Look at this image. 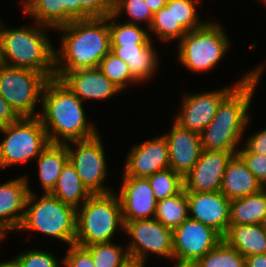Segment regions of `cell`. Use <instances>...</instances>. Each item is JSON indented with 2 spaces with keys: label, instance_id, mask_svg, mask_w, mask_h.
Returning <instances> with one entry per match:
<instances>
[{
  "label": "cell",
  "instance_id": "6da1fadb",
  "mask_svg": "<svg viewBox=\"0 0 266 267\" xmlns=\"http://www.w3.org/2000/svg\"><path fill=\"white\" fill-rule=\"evenodd\" d=\"M263 68L260 65L247 72L221 100L215 117L200 133L202 149L237 154L243 132L250 123L249 108Z\"/></svg>",
  "mask_w": 266,
  "mask_h": 267
},
{
  "label": "cell",
  "instance_id": "7a4b0ae2",
  "mask_svg": "<svg viewBox=\"0 0 266 267\" xmlns=\"http://www.w3.org/2000/svg\"><path fill=\"white\" fill-rule=\"evenodd\" d=\"M83 102L58 78L49 79L42 93L38 117L50 143L66 144L92 138L98 130L88 124Z\"/></svg>",
  "mask_w": 266,
  "mask_h": 267
},
{
  "label": "cell",
  "instance_id": "3957f363",
  "mask_svg": "<svg viewBox=\"0 0 266 267\" xmlns=\"http://www.w3.org/2000/svg\"><path fill=\"white\" fill-rule=\"evenodd\" d=\"M56 29L63 35L61 48L55 51V78L72 70L97 68L110 52L108 15L74 20Z\"/></svg>",
  "mask_w": 266,
  "mask_h": 267
},
{
  "label": "cell",
  "instance_id": "277c9868",
  "mask_svg": "<svg viewBox=\"0 0 266 267\" xmlns=\"http://www.w3.org/2000/svg\"><path fill=\"white\" fill-rule=\"evenodd\" d=\"M26 28H6L0 19L1 57L4 65L32 69L55 78V48L48 40L46 28L34 23ZM4 26V27H3ZM45 28V29H44ZM43 29V30H42Z\"/></svg>",
  "mask_w": 266,
  "mask_h": 267
},
{
  "label": "cell",
  "instance_id": "5b68a950",
  "mask_svg": "<svg viewBox=\"0 0 266 267\" xmlns=\"http://www.w3.org/2000/svg\"><path fill=\"white\" fill-rule=\"evenodd\" d=\"M28 191L24 217L18 230H33L67 245L74 244L77 209L50 193H43L39 199L30 187Z\"/></svg>",
  "mask_w": 266,
  "mask_h": 267
},
{
  "label": "cell",
  "instance_id": "8992f818",
  "mask_svg": "<svg viewBox=\"0 0 266 267\" xmlns=\"http://www.w3.org/2000/svg\"><path fill=\"white\" fill-rule=\"evenodd\" d=\"M80 207L77 208L74 244L85 247L111 242L118 226L124 231L122 208L117 194H92Z\"/></svg>",
  "mask_w": 266,
  "mask_h": 267
},
{
  "label": "cell",
  "instance_id": "52a82bcc",
  "mask_svg": "<svg viewBox=\"0 0 266 267\" xmlns=\"http://www.w3.org/2000/svg\"><path fill=\"white\" fill-rule=\"evenodd\" d=\"M230 39L221 24L207 21L201 28L187 32L178 42V60L192 72L215 68L229 50Z\"/></svg>",
  "mask_w": 266,
  "mask_h": 267
},
{
  "label": "cell",
  "instance_id": "ba28073f",
  "mask_svg": "<svg viewBox=\"0 0 266 267\" xmlns=\"http://www.w3.org/2000/svg\"><path fill=\"white\" fill-rule=\"evenodd\" d=\"M0 131L5 136L0 142V170L37 158L50 144L38 116L19 117Z\"/></svg>",
  "mask_w": 266,
  "mask_h": 267
},
{
  "label": "cell",
  "instance_id": "9c48e42d",
  "mask_svg": "<svg viewBox=\"0 0 266 267\" xmlns=\"http://www.w3.org/2000/svg\"><path fill=\"white\" fill-rule=\"evenodd\" d=\"M49 79L32 69L2 64L0 95L19 117H36V103L42 101L43 89Z\"/></svg>",
  "mask_w": 266,
  "mask_h": 267
},
{
  "label": "cell",
  "instance_id": "30bf717a",
  "mask_svg": "<svg viewBox=\"0 0 266 267\" xmlns=\"http://www.w3.org/2000/svg\"><path fill=\"white\" fill-rule=\"evenodd\" d=\"M124 233L132 241L127 246L131 260L145 263L147 253L173 259V231L161 222L152 219H137L124 222Z\"/></svg>",
  "mask_w": 266,
  "mask_h": 267
},
{
  "label": "cell",
  "instance_id": "8fae6325",
  "mask_svg": "<svg viewBox=\"0 0 266 267\" xmlns=\"http://www.w3.org/2000/svg\"><path fill=\"white\" fill-rule=\"evenodd\" d=\"M76 145V150L70 146ZM68 160L76 169L77 174L84 185L92 194H105L112 192L107 186L104 187V179L107 176L105 151L100 134L79 141L66 143Z\"/></svg>",
  "mask_w": 266,
  "mask_h": 267
},
{
  "label": "cell",
  "instance_id": "7c38bea8",
  "mask_svg": "<svg viewBox=\"0 0 266 267\" xmlns=\"http://www.w3.org/2000/svg\"><path fill=\"white\" fill-rule=\"evenodd\" d=\"M172 231L175 261L197 262L223 240L214 228L190 217Z\"/></svg>",
  "mask_w": 266,
  "mask_h": 267
},
{
  "label": "cell",
  "instance_id": "4fadbf2b",
  "mask_svg": "<svg viewBox=\"0 0 266 267\" xmlns=\"http://www.w3.org/2000/svg\"><path fill=\"white\" fill-rule=\"evenodd\" d=\"M215 91L185 94L180 113L174 122L184 129L200 134L215 117L221 100L236 86Z\"/></svg>",
  "mask_w": 266,
  "mask_h": 267
},
{
  "label": "cell",
  "instance_id": "5bb4252c",
  "mask_svg": "<svg viewBox=\"0 0 266 267\" xmlns=\"http://www.w3.org/2000/svg\"><path fill=\"white\" fill-rule=\"evenodd\" d=\"M232 156L230 152L203 149L197 163L183 178L184 190L186 192L220 191L226 166Z\"/></svg>",
  "mask_w": 266,
  "mask_h": 267
},
{
  "label": "cell",
  "instance_id": "9a60e30c",
  "mask_svg": "<svg viewBox=\"0 0 266 267\" xmlns=\"http://www.w3.org/2000/svg\"><path fill=\"white\" fill-rule=\"evenodd\" d=\"M127 176L147 178L170 168L168 143L164 135L134 145L125 159Z\"/></svg>",
  "mask_w": 266,
  "mask_h": 267
},
{
  "label": "cell",
  "instance_id": "2e32d148",
  "mask_svg": "<svg viewBox=\"0 0 266 267\" xmlns=\"http://www.w3.org/2000/svg\"><path fill=\"white\" fill-rule=\"evenodd\" d=\"M123 180L118 195L121 203L123 221L152 219L155 216L157 200L148 178L127 176Z\"/></svg>",
  "mask_w": 266,
  "mask_h": 267
},
{
  "label": "cell",
  "instance_id": "e0dca14e",
  "mask_svg": "<svg viewBox=\"0 0 266 267\" xmlns=\"http://www.w3.org/2000/svg\"><path fill=\"white\" fill-rule=\"evenodd\" d=\"M189 217L208 225L222 236L230 224V200L221 192H186Z\"/></svg>",
  "mask_w": 266,
  "mask_h": 267
},
{
  "label": "cell",
  "instance_id": "ac0fdd59",
  "mask_svg": "<svg viewBox=\"0 0 266 267\" xmlns=\"http://www.w3.org/2000/svg\"><path fill=\"white\" fill-rule=\"evenodd\" d=\"M164 137L168 143L170 168L185 178L197 163L203 150L200 134L173 122L170 132L164 134Z\"/></svg>",
  "mask_w": 266,
  "mask_h": 267
},
{
  "label": "cell",
  "instance_id": "d6986e66",
  "mask_svg": "<svg viewBox=\"0 0 266 267\" xmlns=\"http://www.w3.org/2000/svg\"><path fill=\"white\" fill-rule=\"evenodd\" d=\"M27 176L6 181L0 185V238L4 240L8 230H18L29 194Z\"/></svg>",
  "mask_w": 266,
  "mask_h": 267
},
{
  "label": "cell",
  "instance_id": "ffe728a7",
  "mask_svg": "<svg viewBox=\"0 0 266 267\" xmlns=\"http://www.w3.org/2000/svg\"><path fill=\"white\" fill-rule=\"evenodd\" d=\"M60 79L82 102L109 99L121 92L98 67L72 70Z\"/></svg>",
  "mask_w": 266,
  "mask_h": 267
},
{
  "label": "cell",
  "instance_id": "44dd1931",
  "mask_svg": "<svg viewBox=\"0 0 266 267\" xmlns=\"http://www.w3.org/2000/svg\"><path fill=\"white\" fill-rule=\"evenodd\" d=\"M264 187L238 155H233L223 175L220 191L231 201L260 192Z\"/></svg>",
  "mask_w": 266,
  "mask_h": 267
},
{
  "label": "cell",
  "instance_id": "7402d4cb",
  "mask_svg": "<svg viewBox=\"0 0 266 267\" xmlns=\"http://www.w3.org/2000/svg\"><path fill=\"white\" fill-rule=\"evenodd\" d=\"M110 51L128 64L132 76L140 83L150 79L158 67V55L152 41L148 45H110Z\"/></svg>",
  "mask_w": 266,
  "mask_h": 267
},
{
  "label": "cell",
  "instance_id": "603a6c76",
  "mask_svg": "<svg viewBox=\"0 0 266 267\" xmlns=\"http://www.w3.org/2000/svg\"><path fill=\"white\" fill-rule=\"evenodd\" d=\"M223 239L244 257L266 253L263 224H229Z\"/></svg>",
  "mask_w": 266,
  "mask_h": 267
},
{
  "label": "cell",
  "instance_id": "cb8c5ba5",
  "mask_svg": "<svg viewBox=\"0 0 266 267\" xmlns=\"http://www.w3.org/2000/svg\"><path fill=\"white\" fill-rule=\"evenodd\" d=\"M36 159L41 186L44 193H50L56 185L63 166L68 161L67 146L50 143Z\"/></svg>",
  "mask_w": 266,
  "mask_h": 267
},
{
  "label": "cell",
  "instance_id": "d4e9b609",
  "mask_svg": "<svg viewBox=\"0 0 266 267\" xmlns=\"http://www.w3.org/2000/svg\"><path fill=\"white\" fill-rule=\"evenodd\" d=\"M50 194L76 209L92 195L69 160L63 166Z\"/></svg>",
  "mask_w": 266,
  "mask_h": 267
},
{
  "label": "cell",
  "instance_id": "484cf974",
  "mask_svg": "<svg viewBox=\"0 0 266 267\" xmlns=\"http://www.w3.org/2000/svg\"><path fill=\"white\" fill-rule=\"evenodd\" d=\"M230 224H263L266 220V188L230 201Z\"/></svg>",
  "mask_w": 266,
  "mask_h": 267
},
{
  "label": "cell",
  "instance_id": "4316f807",
  "mask_svg": "<svg viewBox=\"0 0 266 267\" xmlns=\"http://www.w3.org/2000/svg\"><path fill=\"white\" fill-rule=\"evenodd\" d=\"M189 217L188 198L184 188L176 195L157 201L154 218L172 230Z\"/></svg>",
  "mask_w": 266,
  "mask_h": 267
},
{
  "label": "cell",
  "instance_id": "83f0119b",
  "mask_svg": "<svg viewBox=\"0 0 266 267\" xmlns=\"http://www.w3.org/2000/svg\"><path fill=\"white\" fill-rule=\"evenodd\" d=\"M148 30L164 42L175 41V39L179 42L183 38L187 31L175 21L174 0H168L166 6L153 15V21Z\"/></svg>",
  "mask_w": 266,
  "mask_h": 267
},
{
  "label": "cell",
  "instance_id": "f1b7e54d",
  "mask_svg": "<svg viewBox=\"0 0 266 267\" xmlns=\"http://www.w3.org/2000/svg\"><path fill=\"white\" fill-rule=\"evenodd\" d=\"M114 19L118 18L113 13L108 15L110 45H148L152 41L148 34L149 30L146 31L145 28H141L139 23L125 22L120 24Z\"/></svg>",
  "mask_w": 266,
  "mask_h": 267
},
{
  "label": "cell",
  "instance_id": "f546056e",
  "mask_svg": "<svg viewBox=\"0 0 266 267\" xmlns=\"http://www.w3.org/2000/svg\"><path fill=\"white\" fill-rule=\"evenodd\" d=\"M85 248L90 252L95 267H123L131 260L127 249L112 241L91 244Z\"/></svg>",
  "mask_w": 266,
  "mask_h": 267
},
{
  "label": "cell",
  "instance_id": "4dcf8cb0",
  "mask_svg": "<svg viewBox=\"0 0 266 267\" xmlns=\"http://www.w3.org/2000/svg\"><path fill=\"white\" fill-rule=\"evenodd\" d=\"M196 263L199 267H245V257L223 239Z\"/></svg>",
  "mask_w": 266,
  "mask_h": 267
},
{
  "label": "cell",
  "instance_id": "1f68e13d",
  "mask_svg": "<svg viewBox=\"0 0 266 267\" xmlns=\"http://www.w3.org/2000/svg\"><path fill=\"white\" fill-rule=\"evenodd\" d=\"M23 10L38 24L52 29L61 26V0H31Z\"/></svg>",
  "mask_w": 266,
  "mask_h": 267
},
{
  "label": "cell",
  "instance_id": "d6a6232c",
  "mask_svg": "<svg viewBox=\"0 0 266 267\" xmlns=\"http://www.w3.org/2000/svg\"><path fill=\"white\" fill-rule=\"evenodd\" d=\"M157 201L172 197L184 188L183 178L171 168L147 177Z\"/></svg>",
  "mask_w": 266,
  "mask_h": 267
},
{
  "label": "cell",
  "instance_id": "836d02e7",
  "mask_svg": "<svg viewBox=\"0 0 266 267\" xmlns=\"http://www.w3.org/2000/svg\"><path fill=\"white\" fill-rule=\"evenodd\" d=\"M98 68L121 91L130 83H138L132 76L128 64L111 51L101 60Z\"/></svg>",
  "mask_w": 266,
  "mask_h": 267
},
{
  "label": "cell",
  "instance_id": "e575fe53",
  "mask_svg": "<svg viewBox=\"0 0 266 267\" xmlns=\"http://www.w3.org/2000/svg\"><path fill=\"white\" fill-rule=\"evenodd\" d=\"M125 12L128 15V23L137 24L136 22H144L147 29L153 21V14L145 0H116L112 4V13L118 18Z\"/></svg>",
  "mask_w": 266,
  "mask_h": 267
},
{
  "label": "cell",
  "instance_id": "d590c367",
  "mask_svg": "<svg viewBox=\"0 0 266 267\" xmlns=\"http://www.w3.org/2000/svg\"><path fill=\"white\" fill-rule=\"evenodd\" d=\"M201 0H174V15L187 32L201 28L206 22L198 19L196 3Z\"/></svg>",
  "mask_w": 266,
  "mask_h": 267
},
{
  "label": "cell",
  "instance_id": "8d00e7d4",
  "mask_svg": "<svg viewBox=\"0 0 266 267\" xmlns=\"http://www.w3.org/2000/svg\"><path fill=\"white\" fill-rule=\"evenodd\" d=\"M18 267H60L56 256L50 252L31 249L16 256Z\"/></svg>",
  "mask_w": 266,
  "mask_h": 267
},
{
  "label": "cell",
  "instance_id": "74e56055",
  "mask_svg": "<svg viewBox=\"0 0 266 267\" xmlns=\"http://www.w3.org/2000/svg\"><path fill=\"white\" fill-rule=\"evenodd\" d=\"M237 154L246 163L247 168L253 173L264 188H266V156L252 153L246 146L239 148Z\"/></svg>",
  "mask_w": 266,
  "mask_h": 267
},
{
  "label": "cell",
  "instance_id": "f35d334b",
  "mask_svg": "<svg viewBox=\"0 0 266 267\" xmlns=\"http://www.w3.org/2000/svg\"><path fill=\"white\" fill-rule=\"evenodd\" d=\"M81 4V20L105 18L112 13L110 0H77Z\"/></svg>",
  "mask_w": 266,
  "mask_h": 267
},
{
  "label": "cell",
  "instance_id": "ab89813d",
  "mask_svg": "<svg viewBox=\"0 0 266 267\" xmlns=\"http://www.w3.org/2000/svg\"><path fill=\"white\" fill-rule=\"evenodd\" d=\"M63 259L65 267H95L90 252L77 244L69 245Z\"/></svg>",
  "mask_w": 266,
  "mask_h": 267
},
{
  "label": "cell",
  "instance_id": "60d3db41",
  "mask_svg": "<svg viewBox=\"0 0 266 267\" xmlns=\"http://www.w3.org/2000/svg\"><path fill=\"white\" fill-rule=\"evenodd\" d=\"M81 20V4L77 0H61V26Z\"/></svg>",
  "mask_w": 266,
  "mask_h": 267
},
{
  "label": "cell",
  "instance_id": "b9f144b4",
  "mask_svg": "<svg viewBox=\"0 0 266 267\" xmlns=\"http://www.w3.org/2000/svg\"><path fill=\"white\" fill-rule=\"evenodd\" d=\"M245 146L252 152L266 156V128L247 138Z\"/></svg>",
  "mask_w": 266,
  "mask_h": 267
},
{
  "label": "cell",
  "instance_id": "7bdbcfd3",
  "mask_svg": "<svg viewBox=\"0 0 266 267\" xmlns=\"http://www.w3.org/2000/svg\"><path fill=\"white\" fill-rule=\"evenodd\" d=\"M19 116L13 111L6 100L0 95V127L15 122Z\"/></svg>",
  "mask_w": 266,
  "mask_h": 267
},
{
  "label": "cell",
  "instance_id": "ee69618b",
  "mask_svg": "<svg viewBox=\"0 0 266 267\" xmlns=\"http://www.w3.org/2000/svg\"><path fill=\"white\" fill-rule=\"evenodd\" d=\"M245 267H266V253L245 257Z\"/></svg>",
  "mask_w": 266,
  "mask_h": 267
},
{
  "label": "cell",
  "instance_id": "f6af8a7d",
  "mask_svg": "<svg viewBox=\"0 0 266 267\" xmlns=\"http://www.w3.org/2000/svg\"><path fill=\"white\" fill-rule=\"evenodd\" d=\"M152 14L154 15L159 9L166 6L168 0H145Z\"/></svg>",
  "mask_w": 266,
  "mask_h": 267
},
{
  "label": "cell",
  "instance_id": "bcb514c9",
  "mask_svg": "<svg viewBox=\"0 0 266 267\" xmlns=\"http://www.w3.org/2000/svg\"><path fill=\"white\" fill-rule=\"evenodd\" d=\"M174 267H199L196 262H182L176 261Z\"/></svg>",
  "mask_w": 266,
  "mask_h": 267
},
{
  "label": "cell",
  "instance_id": "7dc6e473",
  "mask_svg": "<svg viewBox=\"0 0 266 267\" xmlns=\"http://www.w3.org/2000/svg\"><path fill=\"white\" fill-rule=\"evenodd\" d=\"M0 267H18V260L14 258L10 261L0 262Z\"/></svg>",
  "mask_w": 266,
  "mask_h": 267
},
{
  "label": "cell",
  "instance_id": "c3c4849f",
  "mask_svg": "<svg viewBox=\"0 0 266 267\" xmlns=\"http://www.w3.org/2000/svg\"><path fill=\"white\" fill-rule=\"evenodd\" d=\"M145 263L136 260L128 261L123 267H144Z\"/></svg>",
  "mask_w": 266,
  "mask_h": 267
},
{
  "label": "cell",
  "instance_id": "681fc988",
  "mask_svg": "<svg viewBox=\"0 0 266 267\" xmlns=\"http://www.w3.org/2000/svg\"><path fill=\"white\" fill-rule=\"evenodd\" d=\"M31 0H22L23 8L30 2Z\"/></svg>",
  "mask_w": 266,
  "mask_h": 267
},
{
  "label": "cell",
  "instance_id": "f907efd6",
  "mask_svg": "<svg viewBox=\"0 0 266 267\" xmlns=\"http://www.w3.org/2000/svg\"><path fill=\"white\" fill-rule=\"evenodd\" d=\"M3 64L2 57H1V43H0V66Z\"/></svg>",
  "mask_w": 266,
  "mask_h": 267
},
{
  "label": "cell",
  "instance_id": "816d5d0a",
  "mask_svg": "<svg viewBox=\"0 0 266 267\" xmlns=\"http://www.w3.org/2000/svg\"><path fill=\"white\" fill-rule=\"evenodd\" d=\"M263 225H264V228H265V231H266V220L264 221Z\"/></svg>",
  "mask_w": 266,
  "mask_h": 267
},
{
  "label": "cell",
  "instance_id": "f5cc1de1",
  "mask_svg": "<svg viewBox=\"0 0 266 267\" xmlns=\"http://www.w3.org/2000/svg\"><path fill=\"white\" fill-rule=\"evenodd\" d=\"M263 3H264V5L266 6V0H261Z\"/></svg>",
  "mask_w": 266,
  "mask_h": 267
}]
</instances>
